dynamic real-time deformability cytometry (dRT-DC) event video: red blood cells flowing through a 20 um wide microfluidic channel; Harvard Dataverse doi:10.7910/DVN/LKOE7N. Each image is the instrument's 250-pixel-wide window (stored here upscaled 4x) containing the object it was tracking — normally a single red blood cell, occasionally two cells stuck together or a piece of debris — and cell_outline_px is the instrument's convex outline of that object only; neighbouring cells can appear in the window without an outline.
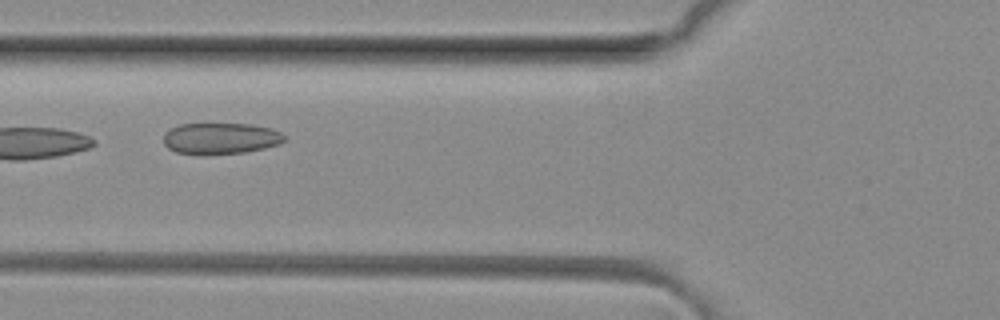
{"species": "common noctule bat (a hibernating species)", "species_latin": "Nyctalus noctula", "temperature_condition": "room temperature", "stored_images_in_passage": 3, "camera_frame_rate_fps": 3000, "um_per_image_px": 0.085, "animal": {"sex": "female", "body_mass_g": 29.2, "forearm_length_mm": 56.3}, "frame": {"image": 1, "passage_image": 3, "time_ms": 0.667, "image_size_px": [1000, 320], "cell_outline_px": [[284, 140], [280, 144], [264, 148], [244, 152], [204, 156], [176, 152], [168, 148], [164, 144], [164, 132], [180, 124], [252, 124], [272, 128], [280, 132], [284, 136]], "centroid_in_image_um": [18.73, 11.78], "position_along_channel_um": 107.1, "area_um2": 22.31}}